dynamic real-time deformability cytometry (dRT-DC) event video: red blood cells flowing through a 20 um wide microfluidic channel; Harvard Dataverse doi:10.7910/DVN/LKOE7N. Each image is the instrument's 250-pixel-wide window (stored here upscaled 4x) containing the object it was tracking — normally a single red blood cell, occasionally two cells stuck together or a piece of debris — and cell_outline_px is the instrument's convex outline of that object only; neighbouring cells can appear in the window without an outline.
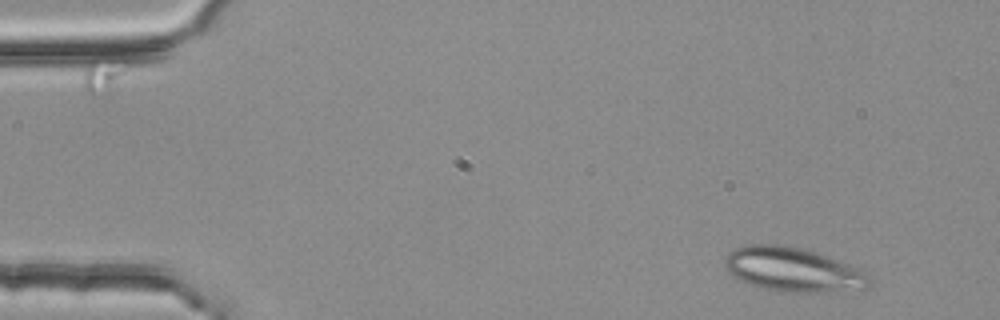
{"species": "common noctule bat (a hibernating species)", "species_latin": "Nyctalus noctula", "temperature_condition": "room temperature", "stored_images_in_passage": 5, "camera_frame_rate_fps": 3000, "um_per_image_px": 0.085, "animal": {"sex": "female", "body_mass_g": 25.1}, "frame": {"image": 1, "passage_image": 1, "time_ms": 0.0, "image_size_px": [1000, 320], "cell_outline_px": [[872, 280], [868, 288], [860, 292], [788, 292], [760, 288], [736, 280], [728, 272], [724, 264], [724, 260], [728, 252], [736, 248], [748, 244], [776, 244], [800, 248], [824, 256], [868, 272], [872, 276]], "centroid_in_image_um": [67.43, 22.96], "position_along_channel_um": 17.6, "area_um2": 37.74}}
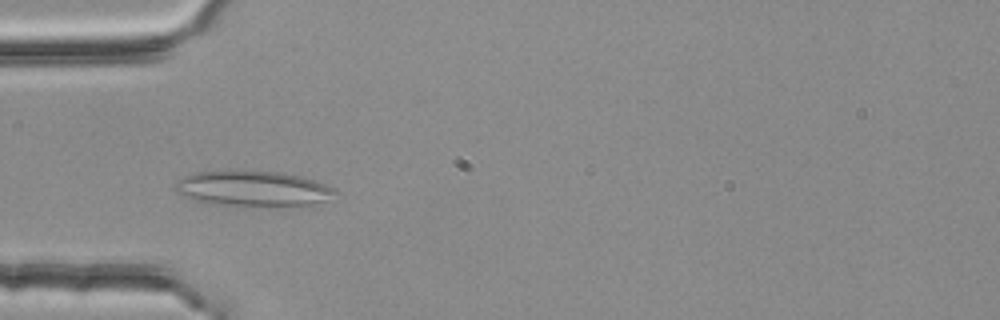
{"frame": {"image": 2, "passage_image": 4, "time_ms": 1.0, "image_size_px": [1000, 320], "cell_outline_px": [[340, 192], [312, 208], [296, 208], [212, 204], [196, 200], [184, 196], [176, 192], [176, 180], [192, 172], [280, 172], [300, 176], [316, 180], [336, 188]], "centroid_in_image_um": [21.66, 16.09], "position_along_channel_um": 63.3, "area_um2": 33.76}}